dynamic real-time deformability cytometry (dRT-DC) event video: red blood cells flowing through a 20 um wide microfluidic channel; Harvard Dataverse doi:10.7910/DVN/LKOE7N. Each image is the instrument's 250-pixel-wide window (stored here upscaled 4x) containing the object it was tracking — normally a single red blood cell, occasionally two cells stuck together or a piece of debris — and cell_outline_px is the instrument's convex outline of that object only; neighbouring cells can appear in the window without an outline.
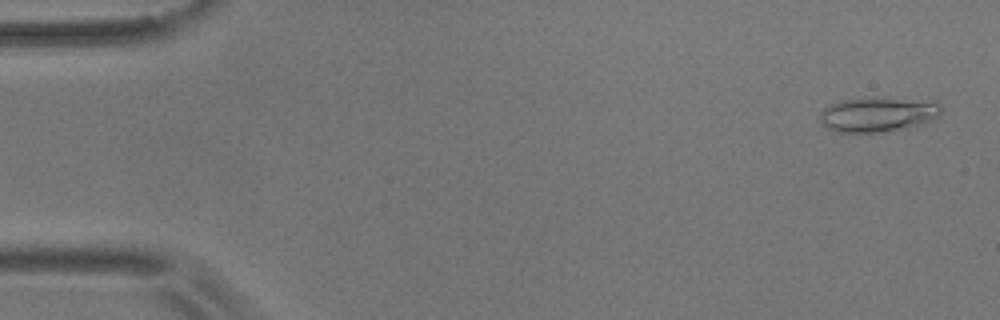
{"species": "common noctule bat (a hibernating species)", "species_latin": "Nyctalus noctula", "temperature_condition": "room temperature", "stored_images_in_passage": 11, "camera_frame_rate_fps": 3000, "um_per_image_px": 0.085, "animal": {"sex": "male", "body_mass_g": 17.9}, "frame": {"image": 1, "passage_image": 1, "time_ms": 0.0, "image_size_px": [1000, 320], "cell_outline_px": [[944, 112], [936, 120], [908, 128], [884, 132], [836, 132], [828, 128], [820, 120], [820, 112], [824, 108], [840, 100], [872, 96], [936, 100], [944, 108]], "centroid_in_image_um": [74.75, 9.69], "position_along_channel_um": 10.3, "area_um2": 25.61}}